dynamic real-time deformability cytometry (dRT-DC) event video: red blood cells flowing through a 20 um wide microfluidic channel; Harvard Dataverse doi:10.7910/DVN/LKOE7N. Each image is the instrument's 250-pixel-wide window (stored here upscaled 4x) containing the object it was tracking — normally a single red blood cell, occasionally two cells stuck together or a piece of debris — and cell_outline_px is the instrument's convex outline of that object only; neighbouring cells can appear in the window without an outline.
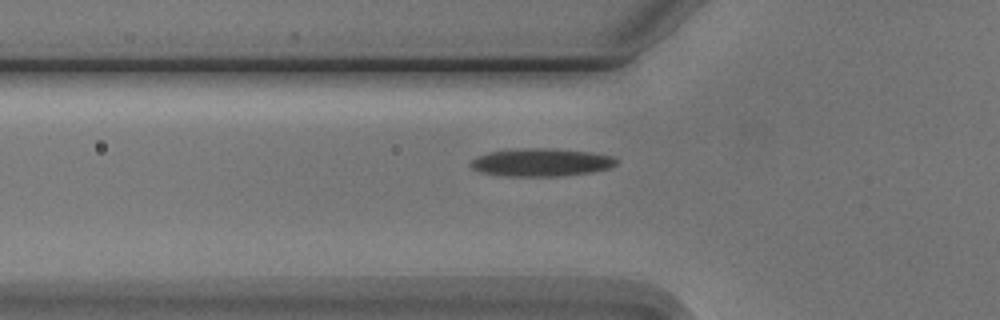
{"species": "Egyptian fruit bat (a non-hibernating species)", "species_latin": "Rousettus aegyptiacus", "temperature_condition": "cold", "stored_images_in_passage": 4, "camera_frame_rate_fps": 3000, "um_per_image_px": 0.085, "animal": {"sex": "male"}, "frame": {"image": 1, "passage_image": 4, "time_ms": 3.667, "image_size_px": [1000, 320], "cell_outline_px": [[620, 160], [616, 164], [608, 168], [592, 172], [556, 176], [504, 176], [480, 172], [472, 168], [468, 164], [476, 156], [488, 152], [520, 148], [552, 148], [588, 152], [612, 156]], "centroid_in_image_um": [45.96, 13.8], "position_along_channel_um": 79.8, "area_um2": 23.76}}